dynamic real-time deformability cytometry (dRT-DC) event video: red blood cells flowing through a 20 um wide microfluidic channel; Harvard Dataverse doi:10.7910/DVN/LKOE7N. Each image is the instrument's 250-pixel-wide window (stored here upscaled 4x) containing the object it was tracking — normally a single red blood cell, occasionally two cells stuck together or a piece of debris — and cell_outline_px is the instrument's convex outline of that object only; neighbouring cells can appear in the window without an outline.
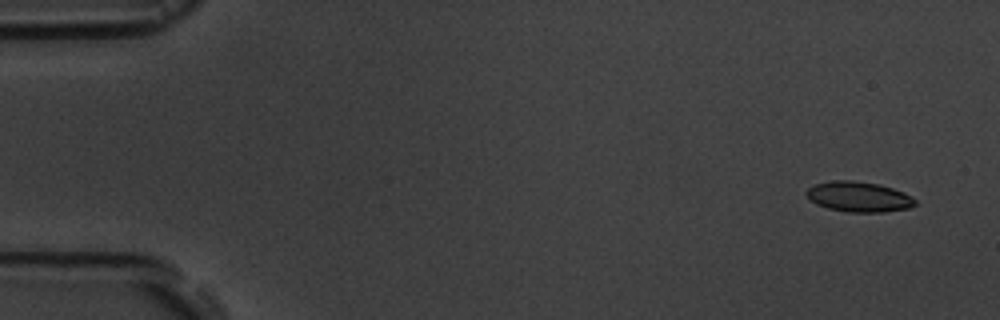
{"species": "common noctule bat (a hibernating species)", "species_latin": "Nyctalus noctula", "temperature_condition": "room temperature", "stored_images_in_passage": 4, "camera_frame_rate_fps": 3000, "um_per_image_px": 0.085, "animal": {"sex": "male", "body_mass_g": 19.5, "forearm_length_mm": 54.6}, "frame": {"image": 1, "passage_image": 1, "time_ms": 0.0, "image_size_px": [1000, 320], "cell_outline_px": [[916, 204], [908, 208], [884, 212], [848, 212], [828, 208], [816, 204], [804, 192], [808, 188], [816, 184], [832, 180], [852, 180], [880, 184], [904, 192], [912, 196], [916, 200]], "centroid_in_image_um": [73.01, 16.72], "position_along_channel_um": 12.0, "area_um2": 19.19}}
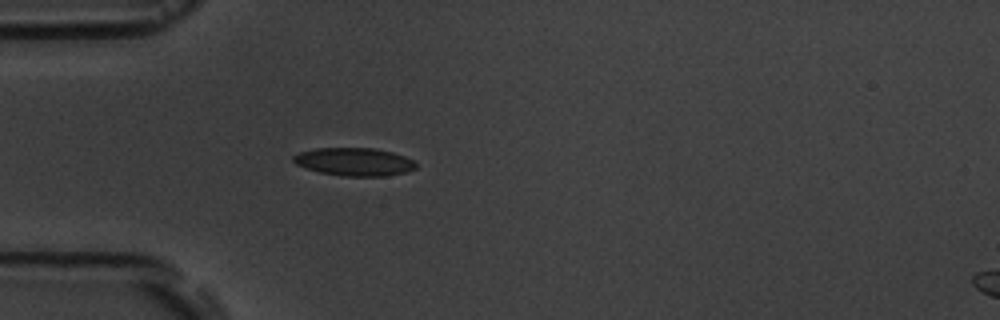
{"frame": {"image": 2, "passage_image": 4, "time_ms": 4.333, "image_size_px": [1000, 320], "cell_outline_px": [[416, 168], [404, 172], [388, 176], [344, 176], [320, 172], [304, 168], [296, 164], [292, 160], [292, 156], [300, 152], [316, 148], [376, 148], [392, 152], [404, 156], [412, 160], [416, 164]], "centroid_in_image_um": [30.09, 13.75], "position_along_channel_um": 54.9, "area_um2": 20.0}}